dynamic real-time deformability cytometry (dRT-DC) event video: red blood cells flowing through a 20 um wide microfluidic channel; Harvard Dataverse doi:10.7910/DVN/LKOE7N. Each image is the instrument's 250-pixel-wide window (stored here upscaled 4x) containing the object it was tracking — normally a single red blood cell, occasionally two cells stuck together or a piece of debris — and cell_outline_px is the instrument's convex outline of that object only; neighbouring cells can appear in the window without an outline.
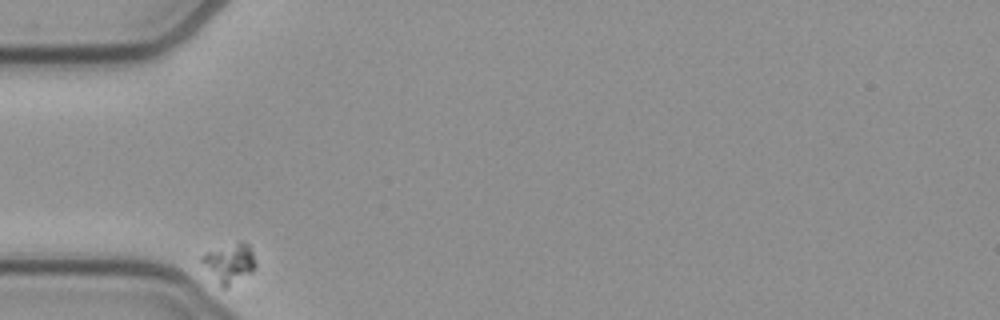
{"species": "common noctule bat (a hibernating species)", "species_latin": "Nyctalus noctula", "temperature_condition": "cold", "stored_images_in_passage": 33, "camera_frame_rate_fps": 3000, "um_per_image_px": 0.085, "animal": {"sex": "female", "body_mass_g": 21.9}, "frame": {"image": 1, "passage_image": 1, "time_ms": 0.0, "image_size_px": [1000, 320], "cell_outline_px": [[256, 268], [252, 272], [224, 288], [220, 288], [200, 260], [204, 252], [240, 240], [248, 244], [256, 260]], "centroid_in_image_um": [19.5, 22.34], "position_along_channel_um": 65.5, "area_um2": 12.43}}
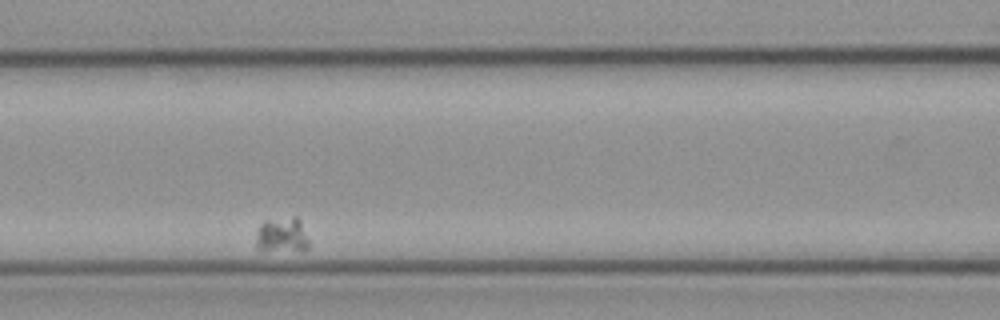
{"frame": {"image": 2, "passage_image": 10, "time_ms": 3.0, "image_size_px": [1000, 320], "cell_outline_px": [[308, 248], [304, 252], [256, 248], [256, 236], [260, 224], [264, 220], [292, 216], [296, 216], [300, 220], [308, 240]], "centroid_in_image_um": [23.99, 19.97], "position_along_channel_um": 142.6, "area_um2": 10.92}}
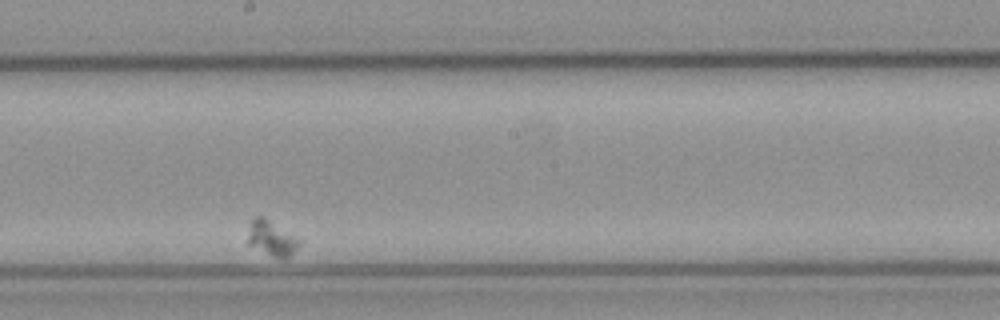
{"frame": {"image": 3, "passage_image": 19, "time_ms": 6.0, "image_size_px": [1000, 320], "cell_outline_px": [[300, 244], [284, 260], [280, 260], [248, 244], [248, 236], [252, 220], [256, 216], [264, 216], [300, 240]], "centroid_in_image_um": [23.08, 20.26], "position_along_channel_um": 225.1, "area_um2": 10.23}}